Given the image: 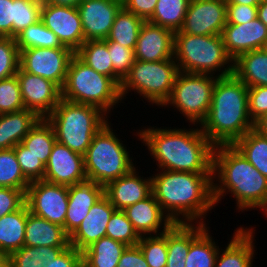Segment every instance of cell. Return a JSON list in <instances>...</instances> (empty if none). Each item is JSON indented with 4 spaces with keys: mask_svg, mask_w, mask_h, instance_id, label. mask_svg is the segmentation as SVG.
Masks as SVG:
<instances>
[{
    "mask_svg": "<svg viewBox=\"0 0 267 267\" xmlns=\"http://www.w3.org/2000/svg\"><path fill=\"white\" fill-rule=\"evenodd\" d=\"M143 128L135 135L156 161L157 170L212 173L215 146L201 128Z\"/></svg>",
    "mask_w": 267,
    "mask_h": 267,
    "instance_id": "1",
    "label": "cell"
},
{
    "mask_svg": "<svg viewBox=\"0 0 267 267\" xmlns=\"http://www.w3.org/2000/svg\"><path fill=\"white\" fill-rule=\"evenodd\" d=\"M156 171L151 176L152 194L170 219L174 223L207 224V213L216 207L212 173Z\"/></svg>",
    "mask_w": 267,
    "mask_h": 267,
    "instance_id": "2",
    "label": "cell"
},
{
    "mask_svg": "<svg viewBox=\"0 0 267 267\" xmlns=\"http://www.w3.org/2000/svg\"><path fill=\"white\" fill-rule=\"evenodd\" d=\"M212 182L215 205L229 193L236 201L238 212L259 208L267 217V177L233 145L214 147Z\"/></svg>",
    "mask_w": 267,
    "mask_h": 267,
    "instance_id": "3",
    "label": "cell"
},
{
    "mask_svg": "<svg viewBox=\"0 0 267 267\" xmlns=\"http://www.w3.org/2000/svg\"><path fill=\"white\" fill-rule=\"evenodd\" d=\"M199 127L214 146L233 145L254 129L248 87L234 74L217 78L209 112Z\"/></svg>",
    "mask_w": 267,
    "mask_h": 267,
    "instance_id": "4",
    "label": "cell"
},
{
    "mask_svg": "<svg viewBox=\"0 0 267 267\" xmlns=\"http://www.w3.org/2000/svg\"><path fill=\"white\" fill-rule=\"evenodd\" d=\"M174 59L180 72L216 77L233 74V60L225 50L221 35L195 36L180 30L174 32Z\"/></svg>",
    "mask_w": 267,
    "mask_h": 267,
    "instance_id": "5",
    "label": "cell"
},
{
    "mask_svg": "<svg viewBox=\"0 0 267 267\" xmlns=\"http://www.w3.org/2000/svg\"><path fill=\"white\" fill-rule=\"evenodd\" d=\"M108 117L95 106L61 98L46 119L54 128L57 142L84 155L94 135L110 122Z\"/></svg>",
    "mask_w": 267,
    "mask_h": 267,
    "instance_id": "6",
    "label": "cell"
},
{
    "mask_svg": "<svg viewBox=\"0 0 267 267\" xmlns=\"http://www.w3.org/2000/svg\"><path fill=\"white\" fill-rule=\"evenodd\" d=\"M61 98L99 108L108 116L122 103L120 86L82 62L76 55L70 60Z\"/></svg>",
    "mask_w": 267,
    "mask_h": 267,
    "instance_id": "7",
    "label": "cell"
},
{
    "mask_svg": "<svg viewBox=\"0 0 267 267\" xmlns=\"http://www.w3.org/2000/svg\"><path fill=\"white\" fill-rule=\"evenodd\" d=\"M112 127L109 122L105 124L94 135L83 155L87 180L104 187L136 167L134 159L130 157V151L113 132Z\"/></svg>",
    "mask_w": 267,
    "mask_h": 267,
    "instance_id": "8",
    "label": "cell"
},
{
    "mask_svg": "<svg viewBox=\"0 0 267 267\" xmlns=\"http://www.w3.org/2000/svg\"><path fill=\"white\" fill-rule=\"evenodd\" d=\"M178 72L174 58L157 62L135 60L120 84L122 101L132 90L149 104L163 107L171 95Z\"/></svg>",
    "mask_w": 267,
    "mask_h": 267,
    "instance_id": "9",
    "label": "cell"
},
{
    "mask_svg": "<svg viewBox=\"0 0 267 267\" xmlns=\"http://www.w3.org/2000/svg\"><path fill=\"white\" fill-rule=\"evenodd\" d=\"M218 77L209 74L178 72L164 107L176 108L193 126H200L210 109Z\"/></svg>",
    "mask_w": 267,
    "mask_h": 267,
    "instance_id": "10",
    "label": "cell"
},
{
    "mask_svg": "<svg viewBox=\"0 0 267 267\" xmlns=\"http://www.w3.org/2000/svg\"><path fill=\"white\" fill-rule=\"evenodd\" d=\"M25 203L31 213L64 228L68 207V186L45 180L30 183Z\"/></svg>",
    "mask_w": 267,
    "mask_h": 267,
    "instance_id": "11",
    "label": "cell"
},
{
    "mask_svg": "<svg viewBox=\"0 0 267 267\" xmlns=\"http://www.w3.org/2000/svg\"><path fill=\"white\" fill-rule=\"evenodd\" d=\"M70 48H27L20 51L19 67L30 74L49 79L63 87L70 60Z\"/></svg>",
    "mask_w": 267,
    "mask_h": 267,
    "instance_id": "12",
    "label": "cell"
},
{
    "mask_svg": "<svg viewBox=\"0 0 267 267\" xmlns=\"http://www.w3.org/2000/svg\"><path fill=\"white\" fill-rule=\"evenodd\" d=\"M226 23V0H190L180 31L195 36L221 35Z\"/></svg>",
    "mask_w": 267,
    "mask_h": 267,
    "instance_id": "13",
    "label": "cell"
},
{
    "mask_svg": "<svg viewBox=\"0 0 267 267\" xmlns=\"http://www.w3.org/2000/svg\"><path fill=\"white\" fill-rule=\"evenodd\" d=\"M25 109L47 118L61 100V88L53 81L27 73L20 67L16 73Z\"/></svg>",
    "mask_w": 267,
    "mask_h": 267,
    "instance_id": "14",
    "label": "cell"
},
{
    "mask_svg": "<svg viewBox=\"0 0 267 267\" xmlns=\"http://www.w3.org/2000/svg\"><path fill=\"white\" fill-rule=\"evenodd\" d=\"M62 45L76 52L85 42L83 27L77 7L42 4L41 18Z\"/></svg>",
    "mask_w": 267,
    "mask_h": 267,
    "instance_id": "15",
    "label": "cell"
},
{
    "mask_svg": "<svg viewBox=\"0 0 267 267\" xmlns=\"http://www.w3.org/2000/svg\"><path fill=\"white\" fill-rule=\"evenodd\" d=\"M122 0H82L77 10L85 41L108 38Z\"/></svg>",
    "mask_w": 267,
    "mask_h": 267,
    "instance_id": "16",
    "label": "cell"
},
{
    "mask_svg": "<svg viewBox=\"0 0 267 267\" xmlns=\"http://www.w3.org/2000/svg\"><path fill=\"white\" fill-rule=\"evenodd\" d=\"M43 180L66 186L86 181L84 156L56 141L45 165Z\"/></svg>",
    "mask_w": 267,
    "mask_h": 267,
    "instance_id": "17",
    "label": "cell"
},
{
    "mask_svg": "<svg viewBox=\"0 0 267 267\" xmlns=\"http://www.w3.org/2000/svg\"><path fill=\"white\" fill-rule=\"evenodd\" d=\"M135 60L157 62L174 58V32L149 21L141 25Z\"/></svg>",
    "mask_w": 267,
    "mask_h": 267,
    "instance_id": "18",
    "label": "cell"
},
{
    "mask_svg": "<svg viewBox=\"0 0 267 267\" xmlns=\"http://www.w3.org/2000/svg\"><path fill=\"white\" fill-rule=\"evenodd\" d=\"M137 168L109 182L104 187V195L116 210H124L126 207L142 201L152 194V178L141 177Z\"/></svg>",
    "mask_w": 267,
    "mask_h": 267,
    "instance_id": "19",
    "label": "cell"
},
{
    "mask_svg": "<svg viewBox=\"0 0 267 267\" xmlns=\"http://www.w3.org/2000/svg\"><path fill=\"white\" fill-rule=\"evenodd\" d=\"M221 36L227 54L234 61L241 54L262 48L267 27L256 18L245 24H226Z\"/></svg>",
    "mask_w": 267,
    "mask_h": 267,
    "instance_id": "20",
    "label": "cell"
},
{
    "mask_svg": "<svg viewBox=\"0 0 267 267\" xmlns=\"http://www.w3.org/2000/svg\"><path fill=\"white\" fill-rule=\"evenodd\" d=\"M116 208L103 195L89 210L77 230L69 237L70 246L84 251L93 242L106 237V227Z\"/></svg>",
    "mask_w": 267,
    "mask_h": 267,
    "instance_id": "21",
    "label": "cell"
},
{
    "mask_svg": "<svg viewBox=\"0 0 267 267\" xmlns=\"http://www.w3.org/2000/svg\"><path fill=\"white\" fill-rule=\"evenodd\" d=\"M123 211L140 236L160 235L174 224L153 194Z\"/></svg>",
    "mask_w": 267,
    "mask_h": 267,
    "instance_id": "22",
    "label": "cell"
},
{
    "mask_svg": "<svg viewBox=\"0 0 267 267\" xmlns=\"http://www.w3.org/2000/svg\"><path fill=\"white\" fill-rule=\"evenodd\" d=\"M104 195V186L86 180L68 186V207L64 231L70 237L87 216L90 208Z\"/></svg>",
    "mask_w": 267,
    "mask_h": 267,
    "instance_id": "23",
    "label": "cell"
},
{
    "mask_svg": "<svg viewBox=\"0 0 267 267\" xmlns=\"http://www.w3.org/2000/svg\"><path fill=\"white\" fill-rule=\"evenodd\" d=\"M225 250L219 248L214 267H252L256 246L254 228L238 227ZM255 247V248H254ZM221 249V251H220ZM223 251V252H222Z\"/></svg>",
    "mask_w": 267,
    "mask_h": 267,
    "instance_id": "24",
    "label": "cell"
},
{
    "mask_svg": "<svg viewBox=\"0 0 267 267\" xmlns=\"http://www.w3.org/2000/svg\"><path fill=\"white\" fill-rule=\"evenodd\" d=\"M24 246L68 247L70 243L62 226L34 215L28 209Z\"/></svg>",
    "mask_w": 267,
    "mask_h": 267,
    "instance_id": "25",
    "label": "cell"
},
{
    "mask_svg": "<svg viewBox=\"0 0 267 267\" xmlns=\"http://www.w3.org/2000/svg\"><path fill=\"white\" fill-rule=\"evenodd\" d=\"M207 224L190 223V249L185 267H214L219 251Z\"/></svg>",
    "mask_w": 267,
    "mask_h": 267,
    "instance_id": "26",
    "label": "cell"
},
{
    "mask_svg": "<svg viewBox=\"0 0 267 267\" xmlns=\"http://www.w3.org/2000/svg\"><path fill=\"white\" fill-rule=\"evenodd\" d=\"M41 118L32 110L0 114V150L14 148Z\"/></svg>",
    "mask_w": 267,
    "mask_h": 267,
    "instance_id": "27",
    "label": "cell"
},
{
    "mask_svg": "<svg viewBox=\"0 0 267 267\" xmlns=\"http://www.w3.org/2000/svg\"><path fill=\"white\" fill-rule=\"evenodd\" d=\"M27 215L25 203L20 209L0 217V255L3 258L24 246Z\"/></svg>",
    "mask_w": 267,
    "mask_h": 267,
    "instance_id": "28",
    "label": "cell"
},
{
    "mask_svg": "<svg viewBox=\"0 0 267 267\" xmlns=\"http://www.w3.org/2000/svg\"><path fill=\"white\" fill-rule=\"evenodd\" d=\"M233 74L248 88L267 86V53L258 49L241 54L233 61Z\"/></svg>",
    "mask_w": 267,
    "mask_h": 267,
    "instance_id": "29",
    "label": "cell"
},
{
    "mask_svg": "<svg viewBox=\"0 0 267 267\" xmlns=\"http://www.w3.org/2000/svg\"><path fill=\"white\" fill-rule=\"evenodd\" d=\"M126 247L122 242L102 237L82 251L83 267H117Z\"/></svg>",
    "mask_w": 267,
    "mask_h": 267,
    "instance_id": "30",
    "label": "cell"
},
{
    "mask_svg": "<svg viewBox=\"0 0 267 267\" xmlns=\"http://www.w3.org/2000/svg\"><path fill=\"white\" fill-rule=\"evenodd\" d=\"M75 55L98 73L111 77L120 86L122 79L113 71L106 39L85 41Z\"/></svg>",
    "mask_w": 267,
    "mask_h": 267,
    "instance_id": "31",
    "label": "cell"
},
{
    "mask_svg": "<svg viewBox=\"0 0 267 267\" xmlns=\"http://www.w3.org/2000/svg\"><path fill=\"white\" fill-rule=\"evenodd\" d=\"M41 2L34 0H8V37H16L41 18Z\"/></svg>",
    "mask_w": 267,
    "mask_h": 267,
    "instance_id": "32",
    "label": "cell"
},
{
    "mask_svg": "<svg viewBox=\"0 0 267 267\" xmlns=\"http://www.w3.org/2000/svg\"><path fill=\"white\" fill-rule=\"evenodd\" d=\"M55 142L56 135L53 126L46 118H41L21 143L46 165Z\"/></svg>",
    "mask_w": 267,
    "mask_h": 267,
    "instance_id": "33",
    "label": "cell"
},
{
    "mask_svg": "<svg viewBox=\"0 0 267 267\" xmlns=\"http://www.w3.org/2000/svg\"><path fill=\"white\" fill-rule=\"evenodd\" d=\"M233 146L265 177H267V137L252 129Z\"/></svg>",
    "mask_w": 267,
    "mask_h": 267,
    "instance_id": "34",
    "label": "cell"
},
{
    "mask_svg": "<svg viewBox=\"0 0 267 267\" xmlns=\"http://www.w3.org/2000/svg\"><path fill=\"white\" fill-rule=\"evenodd\" d=\"M144 20L123 7L117 13L107 41L116 42L130 49L136 48L137 39Z\"/></svg>",
    "mask_w": 267,
    "mask_h": 267,
    "instance_id": "35",
    "label": "cell"
},
{
    "mask_svg": "<svg viewBox=\"0 0 267 267\" xmlns=\"http://www.w3.org/2000/svg\"><path fill=\"white\" fill-rule=\"evenodd\" d=\"M66 248L23 246L11 253L6 259L11 267H50V261L56 259Z\"/></svg>",
    "mask_w": 267,
    "mask_h": 267,
    "instance_id": "36",
    "label": "cell"
},
{
    "mask_svg": "<svg viewBox=\"0 0 267 267\" xmlns=\"http://www.w3.org/2000/svg\"><path fill=\"white\" fill-rule=\"evenodd\" d=\"M190 249V223H174L167 230L166 267H185Z\"/></svg>",
    "mask_w": 267,
    "mask_h": 267,
    "instance_id": "37",
    "label": "cell"
},
{
    "mask_svg": "<svg viewBox=\"0 0 267 267\" xmlns=\"http://www.w3.org/2000/svg\"><path fill=\"white\" fill-rule=\"evenodd\" d=\"M189 3L190 0H158L153 15L147 21L173 32L179 31Z\"/></svg>",
    "mask_w": 267,
    "mask_h": 267,
    "instance_id": "38",
    "label": "cell"
},
{
    "mask_svg": "<svg viewBox=\"0 0 267 267\" xmlns=\"http://www.w3.org/2000/svg\"><path fill=\"white\" fill-rule=\"evenodd\" d=\"M19 51L27 48H69L41 20L24 29L15 37Z\"/></svg>",
    "mask_w": 267,
    "mask_h": 267,
    "instance_id": "39",
    "label": "cell"
},
{
    "mask_svg": "<svg viewBox=\"0 0 267 267\" xmlns=\"http://www.w3.org/2000/svg\"><path fill=\"white\" fill-rule=\"evenodd\" d=\"M30 183L21 170L14 148L0 150V187L16 188L26 193Z\"/></svg>",
    "mask_w": 267,
    "mask_h": 267,
    "instance_id": "40",
    "label": "cell"
},
{
    "mask_svg": "<svg viewBox=\"0 0 267 267\" xmlns=\"http://www.w3.org/2000/svg\"><path fill=\"white\" fill-rule=\"evenodd\" d=\"M106 237L122 242L127 246L137 245L141 238L123 210L113 212L106 227Z\"/></svg>",
    "mask_w": 267,
    "mask_h": 267,
    "instance_id": "41",
    "label": "cell"
},
{
    "mask_svg": "<svg viewBox=\"0 0 267 267\" xmlns=\"http://www.w3.org/2000/svg\"><path fill=\"white\" fill-rule=\"evenodd\" d=\"M137 245L150 267H166L167 231L160 235L141 236Z\"/></svg>",
    "mask_w": 267,
    "mask_h": 267,
    "instance_id": "42",
    "label": "cell"
},
{
    "mask_svg": "<svg viewBox=\"0 0 267 267\" xmlns=\"http://www.w3.org/2000/svg\"><path fill=\"white\" fill-rule=\"evenodd\" d=\"M25 109L16 75L0 80V114Z\"/></svg>",
    "mask_w": 267,
    "mask_h": 267,
    "instance_id": "43",
    "label": "cell"
},
{
    "mask_svg": "<svg viewBox=\"0 0 267 267\" xmlns=\"http://www.w3.org/2000/svg\"><path fill=\"white\" fill-rule=\"evenodd\" d=\"M20 51L14 37H0V80L16 75Z\"/></svg>",
    "mask_w": 267,
    "mask_h": 267,
    "instance_id": "44",
    "label": "cell"
},
{
    "mask_svg": "<svg viewBox=\"0 0 267 267\" xmlns=\"http://www.w3.org/2000/svg\"><path fill=\"white\" fill-rule=\"evenodd\" d=\"M18 163L24 176L30 181L43 180L45 174V164L30 153L22 143L14 147Z\"/></svg>",
    "mask_w": 267,
    "mask_h": 267,
    "instance_id": "45",
    "label": "cell"
},
{
    "mask_svg": "<svg viewBox=\"0 0 267 267\" xmlns=\"http://www.w3.org/2000/svg\"><path fill=\"white\" fill-rule=\"evenodd\" d=\"M107 47L113 64V71L123 80L134 64V49L124 47L113 41H107Z\"/></svg>",
    "mask_w": 267,
    "mask_h": 267,
    "instance_id": "46",
    "label": "cell"
},
{
    "mask_svg": "<svg viewBox=\"0 0 267 267\" xmlns=\"http://www.w3.org/2000/svg\"><path fill=\"white\" fill-rule=\"evenodd\" d=\"M249 117L255 123L267 113V86L248 88Z\"/></svg>",
    "mask_w": 267,
    "mask_h": 267,
    "instance_id": "47",
    "label": "cell"
},
{
    "mask_svg": "<svg viewBox=\"0 0 267 267\" xmlns=\"http://www.w3.org/2000/svg\"><path fill=\"white\" fill-rule=\"evenodd\" d=\"M25 204V192L16 188L0 187V217L20 209Z\"/></svg>",
    "mask_w": 267,
    "mask_h": 267,
    "instance_id": "48",
    "label": "cell"
},
{
    "mask_svg": "<svg viewBox=\"0 0 267 267\" xmlns=\"http://www.w3.org/2000/svg\"><path fill=\"white\" fill-rule=\"evenodd\" d=\"M257 18V6L227 4L226 24H245Z\"/></svg>",
    "mask_w": 267,
    "mask_h": 267,
    "instance_id": "49",
    "label": "cell"
},
{
    "mask_svg": "<svg viewBox=\"0 0 267 267\" xmlns=\"http://www.w3.org/2000/svg\"><path fill=\"white\" fill-rule=\"evenodd\" d=\"M158 0H122V7L132 12L144 21H147L154 13Z\"/></svg>",
    "mask_w": 267,
    "mask_h": 267,
    "instance_id": "50",
    "label": "cell"
},
{
    "mask_svg": "<svg viewBox=\"0 0 267 267\" xmlns=\"http://www.w3.org/2000/svg\"><path fill=\"white\" fill-rule=\"evenodd\" d=\"M117 267H150L138 245L127 246L119 259Z\"/></svg>",
    "mask_w": 267,
    "mask_h": 267,
    "instance_id": "51",
    "label": "cell"
},
{
    "mask_svg": "<svg viewBox=\"0 0 267 267\" xmlns=\"http://www.w3.org/2000/svg\"><path fill=\"white\" fill-rule=\"evenodd\" d=\"M50 267H83L82 251L68 246L56 259L50 261Z\"/></svg>",
    "mask_w": 267,
    "mask_h": 267,
    "instance_id": "52",
    "label": "cell"
},
{
    "mask_svg": "<svg viewBox=\"0 0 267 267\" xmlns=\"http://www.w3.org/2000/svg\"><path fill=\"white\" fill-rule=\"evenodd\" d=\"M8 0H0V36L8 37V15H7Z\"/></svg>",
    "mask_w": 267,
    "mask_h": 267,
    "instance_id": "53",
    "label": "cell"
},
{
    "mask_svg": "<svg viewBox=\"0 0 267 267\" xmlns=\"http://www.w3.org/2000/svg\"><path fill=\"white\" fill-rule=\"evenodd\" d=\"M254 129L257 130L260 134L267 137V113L254 123Z\"/></svg>",
    "mask_w": 267,
    "mask_h": 267,
    "instance_id": "54",
    "label": "cell"
},
{
    "mask_svg": "<svg viewBox=\"0 0 267 267\" xmlns=\"http://www.w3.org/2000/svg\"><path fill=\"white\" fill-rule=\"evenodd\" d=\"M257 18L267 27V1L257 6Z\"/></svg>",
    "mask_w": 267,
    "mask_h": 267,
    "instance_id": "55",
    "label": "cell"
},
{
    "mask_svg": "<svg viewBox=\"0 0 267 267\" xmlns=\"http://www.w3.org/2000/svg\"><path fill=\"white\" fill-rule=\"evenodd\" d=\"M82 0H45L44 3H49L59 6L77 7Z\"/></svg>",
    "mask_w": 267,
    "mask_h": 267,
    "instance_id": "56",
    "label": "cell"
},
{
    "mask_svg": "<svg viewBox=\"0 0 267 267\" xmlns=\"http://www.w3.org/2000/svg\"><path fill=\"white\" fill-rule=\"evenodd\" d=\"M226 4H241L248 6H258V0H226Z\"/></svg>",
    "mask_w": 267,
    "mask_h": 267,
    "instance_id": "57",
    "label": "cell"
},
{
    "mask_svg": "<svg viewBox=\"0 0 267 267\" xmlns=\"http://www.w3.org/2000/svg\"><path fill=\"white\" fill-rule=\"evenodd\" d=\"M0 267H11V266H10L9 261H8L6 258H4V259L0 262Z\"/></svg>",
    "mask_w": 267,
    "mask_h": 267,
    "instance_id": "58",
    "label": "cell"
},
{
    "mask_svg": "<svg viewBox=\"0 0 267 267\" xmlns=\"http://www.w3.org/2000/svg\"><path fill=\"white\" fill-rule=\"evenodd\" d=\"M261 49H262L264 52L267 53V39L265 40V42H264V44H263V46H262Z\"/></svg>",
    "mask_w": 267,
    "mask_h": 267,
    "instance_id": "59",
    "label": "cell"
},
{
    "mask_svg": "<svg viewBox=\"0 0 267 267\" xmlns=\"http://www.w3.org/2000/svg\"><path fill=\"white\" fill-rule=\"evenodd\" d=\"M34 1L43 3L45 0H34Z\"/></svg>",
    "mask_w": 267,
    "mask_h": 267,
    "instance_id": "60",
    "label": "cell"
},
{
    "mask_svg": "<svg viewBox=\"0 0 267 267\" xmlns=\"http://www.w3.org/2000/svg\"><path fill=\"white\" fill-rule=\"evenodd\" d=\"M267 0H258L259 3L266 2Z\"/></svg>",
    "mask_w": 267,
    "mask_h": 267,
    "instance_id": "61",
    "label": "cell"
},
{
    "mask_svg": "<svg viewBox=\"0 0 267 267\" xmlns=\"http://www.w3.org/2000/svg\"><path fill=\"white\" fill-rule=\"evenodd\" d=\"M4 258L0 255V262L3 260Z\"/></svg>",
    "mask_w": 267,
    "mask_h": 267,
    "instance_id": "62",
    "label": "cell"
}]
</instances>
